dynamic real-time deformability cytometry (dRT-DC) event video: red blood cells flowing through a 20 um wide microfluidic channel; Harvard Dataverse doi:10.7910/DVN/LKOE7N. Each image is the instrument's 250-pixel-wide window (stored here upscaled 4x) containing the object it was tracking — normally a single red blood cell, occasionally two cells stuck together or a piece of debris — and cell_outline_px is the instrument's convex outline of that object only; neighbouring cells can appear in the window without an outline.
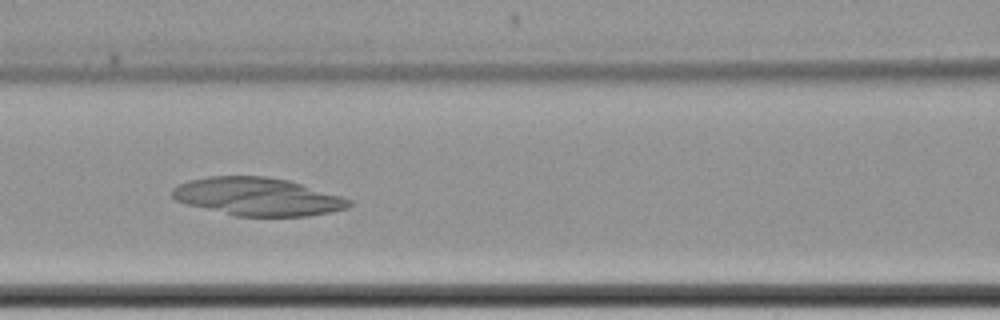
{"species": "common noctule bat (a hibernating species)", "species_latin": "Nyctalus noctula", "temperature_condition": "cold", "stored_images_in_passage": 6, "camera_frame_rate_fps": 3000, "um_per_image_px": 0.085, "animal": {"sex": "female", "body_mass_g": 22.7, "forearm_length_mm": 54.2}, "frame": {"image": 1, "passage_image": 6, "time_ms": 7.333, "image_size_px": [1000, 320], "cell_outline_px": [[352, 204], [348, 208], [332, 212], [308, 216], [236, 216], [188, 204], [176, 200], [172, 196], [172, 188], [188, 180], [208, 176], [264, 176], [288, 180], [340, 196], [352, 200]], "centroid_in_image_um": [21.9, 16.72], "position_along_channel_um": 144.7, "area_um2": 38.9}}